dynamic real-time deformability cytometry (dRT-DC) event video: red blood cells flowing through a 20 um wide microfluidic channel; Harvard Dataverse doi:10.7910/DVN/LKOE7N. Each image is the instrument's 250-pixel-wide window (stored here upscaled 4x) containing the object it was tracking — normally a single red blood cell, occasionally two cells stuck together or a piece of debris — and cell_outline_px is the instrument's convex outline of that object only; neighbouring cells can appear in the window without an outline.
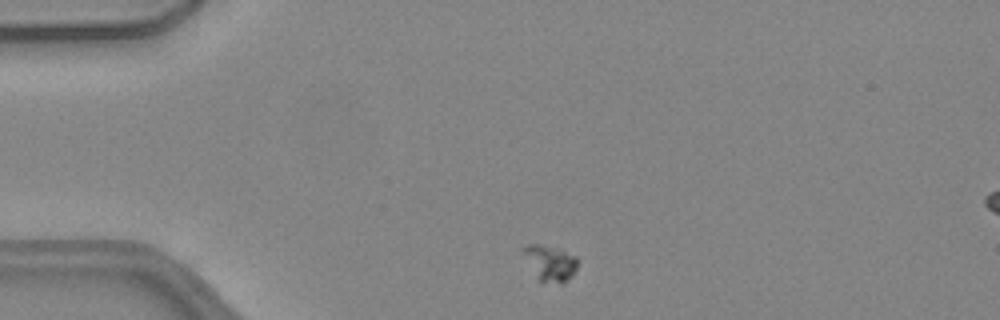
{"species": "common noctule bat (a hibernating species)", "species_latin": "Nyctalus noctula", "temperature_condition": "warm", "stored_images_in_passage": 7, "camera_frame_rate_fps": 3000, "um_per_image_px": 0.085, "animal": {"sex": "female", "body_mass_g": 24.6, "forearm_length_mm": 56.2}, "frame": {"image": 1, "passage_image": 2, "time_ms": 0.333, "image_size_px": [1000, 320], "cell_outline_px": [[576, 268], [568, 280], [540, 280], [520, 252], [520, 248], [528, 244], [536, 244], [564, 252], [576, 256]], "centroid_in_image_um": [46.68, 22.3], "position_along_channel_um": 38.3, "area_um2": 10.4}}